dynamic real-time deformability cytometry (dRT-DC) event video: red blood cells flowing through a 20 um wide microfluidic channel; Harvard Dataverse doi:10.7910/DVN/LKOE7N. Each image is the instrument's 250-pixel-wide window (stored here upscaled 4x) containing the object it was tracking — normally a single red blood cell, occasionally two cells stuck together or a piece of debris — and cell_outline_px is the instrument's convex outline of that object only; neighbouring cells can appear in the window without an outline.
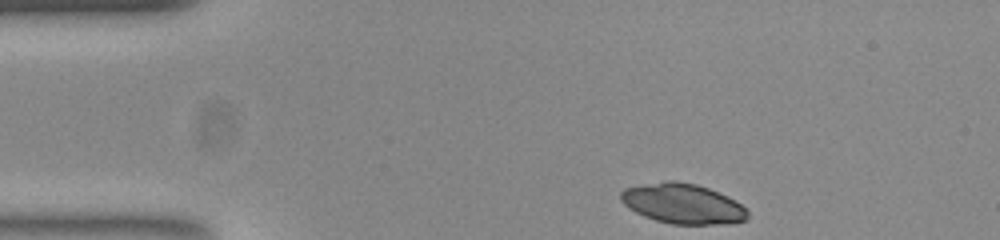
{"species": "common noctule bat (a hibernating species)", "species_latin": "Nyctalus noctula", "temperature_condition": "room temperature", "stored_images_in_passage": 37, "camera_frame_rate_fps": 3000, "um_per_image_px": 0.085, "animal": {"sex": "female", "body_mass_g": 23.0, "forearm_length_mm": 53.4}, "frame": {"image": 1, "passage_image": 1, "time_ms": 0.0, "image_size_px": [1000, 240], "cell_outline_px": [[748, 220], [728, 224], [672, 224], [656, 220], [644, 216], [628, 208], [620, 200], [620, 192], [624, 188], [664, 180], [676, 180], [696, 184], [708, 188], [728, 196], [740, 204], [748, 212]], "centroid_in_image_um": [58.02, 17.31], "position_along_channel_um": 27.0, "area_um2": 29.77}}
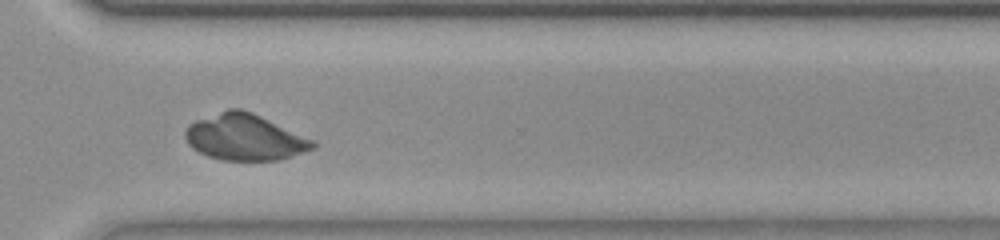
{"frame": {"image": 2, "passage_image": 32, "time_ms": 10.333, "image_size_px": [1000, 240], "cell_outline_px": [[316, 148], [280, 160], [224, 160], [208, 156], [192, 148], [188, 144], [184, 136], [184, 132], [188, 124], [196, 120], [228, 108], [240, 108], [252, 112], [316, 140]], "centroid_in_image_um": [20.82, 11.66], "position_along_channel_um": 349.8, "area_um2": 34.62}}
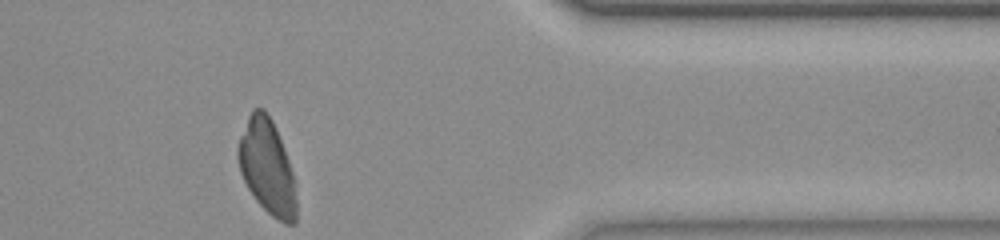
{"frame": {"image": 3, "passage_image": 37, "time_ms": 12.0, "image_size_px": [1000, 240], "cell_outline_px": [[296, 224], [284, 224], [272, 216], [256, 200], [248, 188], [240, 172], [236, 156], [236, 148], [240, 136], [248, 116], [252, 108], [264, 108], [272, 120], [276, 128], [284, 148], [292, 172], [296, 200]], "centroid_in_image_um": [22.68, 14.18], "position_along_channel_um": 388.7, "area_um2": 32.14}}